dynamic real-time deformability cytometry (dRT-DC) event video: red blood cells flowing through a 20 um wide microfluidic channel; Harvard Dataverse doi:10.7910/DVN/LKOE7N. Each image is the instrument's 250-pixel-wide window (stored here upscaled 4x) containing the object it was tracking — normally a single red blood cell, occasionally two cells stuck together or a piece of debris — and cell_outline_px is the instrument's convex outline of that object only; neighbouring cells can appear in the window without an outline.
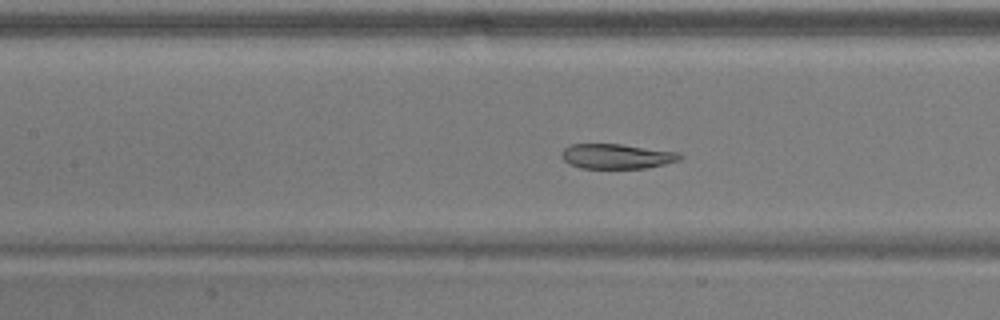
{"species": "common noctule bat (a hibernating species)", "species_latin": "Nyctalus noctula", "temperature_condition": "warm", "stored_images_in_passage": 42, "camera_frame_rate_fps": 3000, "um_per_image_px": 0.085, "animal": {"sex": "male", "body_mass_g": 17.9}, "frame": {"image": 1, "passage_image": 13, "time_ms": 4.0, "image_size_px": [1000, 320], "cell_outline_px": [[684, 156], [680, 160], [648, 168], [580, 168], [568, 164], [560, 156], [560, 152], [564, 148], [572, 144], [620, 144], [680, 152]], "centroid_in_image_um": [52.42, 13.28], "position_along_channel_um": 155.0, "area_um2": 17.34}}
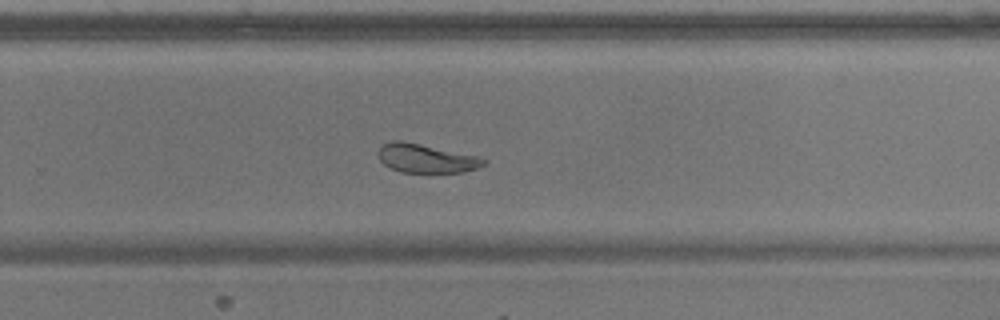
{"frame": {"image": 2, "passage_image": 24, "time_ms": 7.667, "image_size_px": [1000, 320], "cell_outline_px": [[488, 160], [484, 164], [476, 168], [460, 172], [400, 172], [384, 164], [380, 160], [376, 152], [380, 144], [392, 140], [400, 140], [480, 156]], "centroid_in_image_um": [36.17, 13.44], "position_along_channel_um": 293.6, "area_um2": 17.74}}
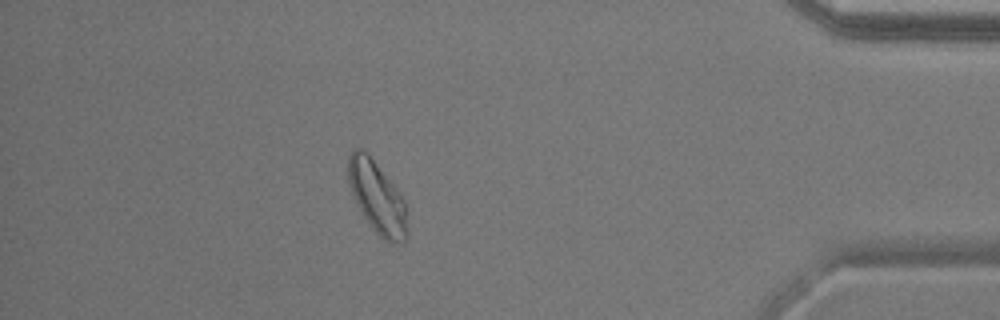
{"frame": {"image": 3, "passage_image": 36, "time_ms": 11.667, "image_size_px": [1000, 320], "cell_outline_px": [[408, 232], [404, 240], [400, 244], [388, 244], [372, 228], [356, 204], [348, 184], [348, 156], [352, 148], [364, 148], [368, 152], [396, 188], [404, 200], [408, 208]], "centroid_in_image_um": [32.07, 16.78], "position_along_channel_um": 403.1, "area_um2": 25.37}}